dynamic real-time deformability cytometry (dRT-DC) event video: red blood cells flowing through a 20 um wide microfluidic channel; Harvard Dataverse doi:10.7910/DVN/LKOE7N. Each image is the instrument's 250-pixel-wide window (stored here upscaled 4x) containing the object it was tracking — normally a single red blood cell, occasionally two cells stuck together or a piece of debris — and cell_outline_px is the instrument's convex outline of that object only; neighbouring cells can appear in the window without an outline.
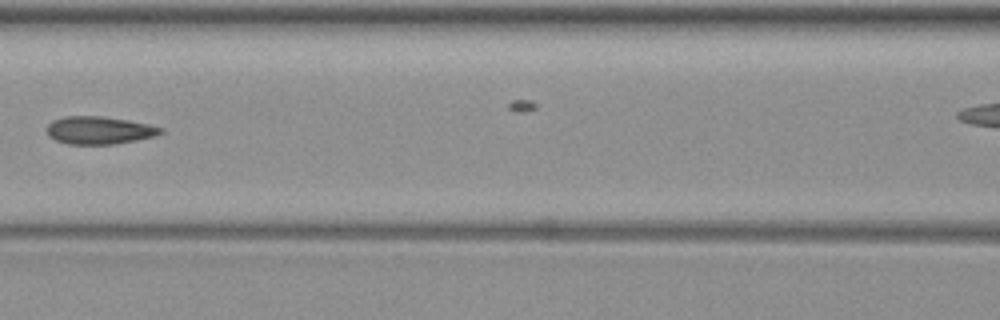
{"species": "common noctule bat (a hibernating species)", "species_latin": "Nyctalus noctula", "temperature_condition": "warm", "stored_images_in_passage": 9, "segment_of_instrument_passage": [1, 2], "camera_frame_rate_fps": 3000, "um_per_image_px": 0.085, "animal": {"sex": "female", "body_mass_g": 19.3, "forearm_length_mm": 54.1}, "frame": {"image": 1, "passage_image": 8, "time_ms": 8.667, "image_size_px": [1000, 320], "cell_outline_px": [[164, 132], [156, 136], [136, 140], [112, 144], [68, 144], [56, 140], [48, 136], [44, 128], [52, 120], [64, 116], [100, 116], [128, 120], [148, 124], [164, 128]], "centroid_in_image_um": [8.41, 11.07], "position_along_channel_um": 158.2, "area_um2": 18.55}}